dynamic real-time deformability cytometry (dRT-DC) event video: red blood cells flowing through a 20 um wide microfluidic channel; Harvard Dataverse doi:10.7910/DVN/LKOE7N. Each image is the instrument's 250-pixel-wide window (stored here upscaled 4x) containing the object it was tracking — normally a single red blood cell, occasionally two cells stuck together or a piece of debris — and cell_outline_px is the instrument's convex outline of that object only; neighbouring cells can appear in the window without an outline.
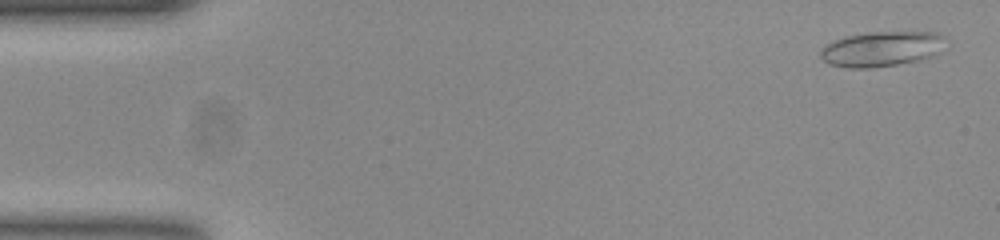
{"species": "common noctule bat (a hibernating species)", "species_latin": "Nyctalus noctula", "temperature_condition": "room temperature", "stored_images_in_passage": 8, "camera_frame_rate_fps": 3000, "um_per_image_px": 0.085, "animal": {"sex": "female", "body_mass_g": 23.0, "forearm_length_mm": 53.4}, "frame": {"image": 1, "passage_image": 2, "time_ms": 0.333, "image_size_px": [1000, 240], "cell_outline_px": [[948, 36], [928, 56], [916, 60], [896, 64], [868, 68], [844, 68], [828, 64], [820, 56], [820, 48], [844, 36], [868, 32], [940, 32]], "centroid_in_image_um": [74.83, 4.14], "position_along_channel_um": 10.2, "area_um2": 25.09}}